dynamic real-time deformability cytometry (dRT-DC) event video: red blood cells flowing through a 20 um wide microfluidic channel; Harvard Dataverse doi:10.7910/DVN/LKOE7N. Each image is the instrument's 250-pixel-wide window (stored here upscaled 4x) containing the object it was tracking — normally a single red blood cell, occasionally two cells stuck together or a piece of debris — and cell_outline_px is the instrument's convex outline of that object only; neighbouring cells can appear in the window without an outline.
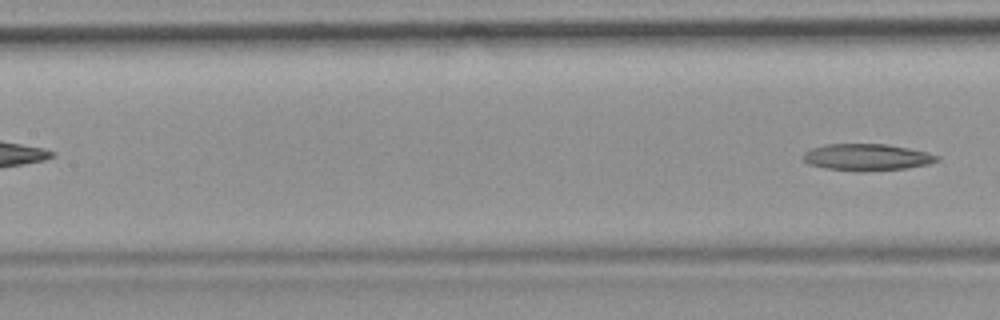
{"species": "common noctule bat (a hibernating species)", "species_latin": "Nyctalus noctula", "temperature_condition": "room temperature", "stored_images_in_passage": 8, "camera_frame_rate_fps": 3000, "um_per_image_px": 0.085, "animal": {"sex": "female", "body_mass_g": 19.9}, "frame": {"image": 1, "passage_image": 8, "time_ms": 8.667, "image_size_px": [1000, 320], "cell_outline_px": [[940, 160], [928, 164], [908, 168], [860, 172], [824, 168], [808, 164], [800, 156], [804, 152], [812, 148], [828, 144], [888, 144], [928, 152], [940, 156]], "centroid_in_image_um": [73.68, 13.37], "position_along_channel_um": 133.7, "area_um2": 21.1}}